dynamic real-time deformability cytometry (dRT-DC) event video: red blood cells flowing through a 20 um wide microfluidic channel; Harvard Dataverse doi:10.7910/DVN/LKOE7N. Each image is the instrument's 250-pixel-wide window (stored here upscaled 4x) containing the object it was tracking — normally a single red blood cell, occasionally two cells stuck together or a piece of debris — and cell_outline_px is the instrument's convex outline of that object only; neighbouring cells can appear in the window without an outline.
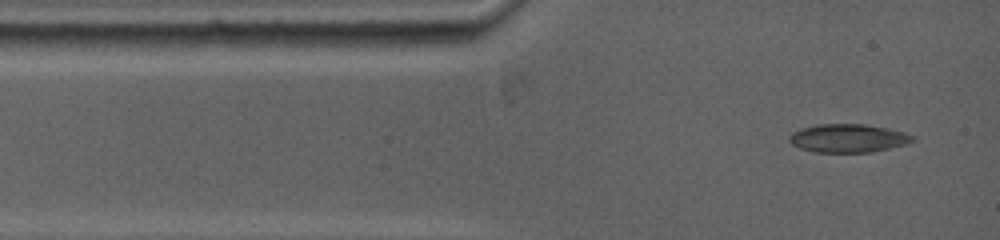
{"species": "common noctule bat (a hibernating species)", "species_latin": "Nyctalus noctula", "temperature_condition": "warm", "stored_images_in_passage": 7, "camera_frame_rate_fps": 5000, "um_per_image_px": 0.085, "animal": {"sex": "female", "body_mass_g": 19.0, "forearm_length_mm": 53.3}, "frame": {"image": 1, "passage_image": 1, "time_ms": 0.0, "image_size_px": [1000, 240], "cell_outline_px": [[916, 140], [904, 144], [872, 152], [812, 152], [800, 148], [792, 144], [788, 140], [788, 136], [792, 132], [800, 128], [820, 124], [864, 124], [888, 128], [904, 132], [912, 136]], "centroid_in_image_um": [72.04, 11.74], "position_along_channel_um": 13.0, "area_um2": 20.35}}
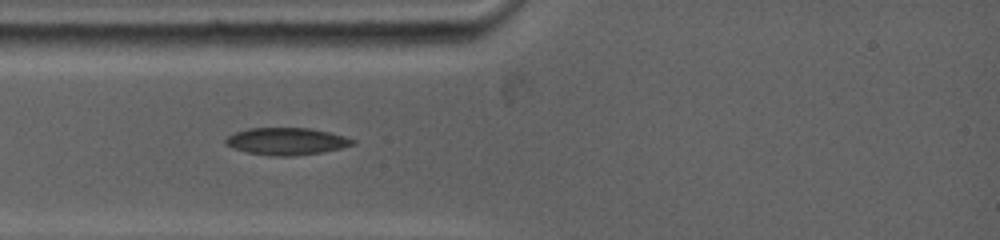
{"frame": {"image": 2, "passage_image": 4, "time_ms": 2.0, "image_size_px": [1000, 240], "cell_outline_px": [[356, 144], [340, 148], [320, 152], [292, 156], [272, 156], [248, 152], [232, 148], [224, 144], [224, 140], [228, 136], [236, 132], [248, 128], [312, 128], [344, 136], [356, 140]], "centroid_in_image_um": [24.34, 12.01], "position_along_channel_um": 60.7, "area_um2": 20.06}}
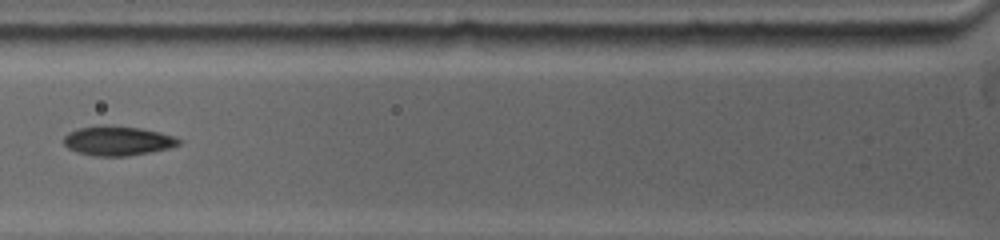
{"frame": {"image": 3, "passage_image": 6, "time_ms": 3.4, "image_size_px": [1000, 240], "cell_outline_px": [[180, 144], [168, 148], [152, 152], [128, 156], [92, 156], [76, 152], [68, 148], [64, 144], [64, 136], [68, 132], [80, 128], [100, 124], [104, 124], [140, 128], [160, 132], [176, 136], [180, 140]], "centroid_in_image_um": [9.99, 11.96], "position_along_channel_um": 115.8, "area_um2": 20.0}}